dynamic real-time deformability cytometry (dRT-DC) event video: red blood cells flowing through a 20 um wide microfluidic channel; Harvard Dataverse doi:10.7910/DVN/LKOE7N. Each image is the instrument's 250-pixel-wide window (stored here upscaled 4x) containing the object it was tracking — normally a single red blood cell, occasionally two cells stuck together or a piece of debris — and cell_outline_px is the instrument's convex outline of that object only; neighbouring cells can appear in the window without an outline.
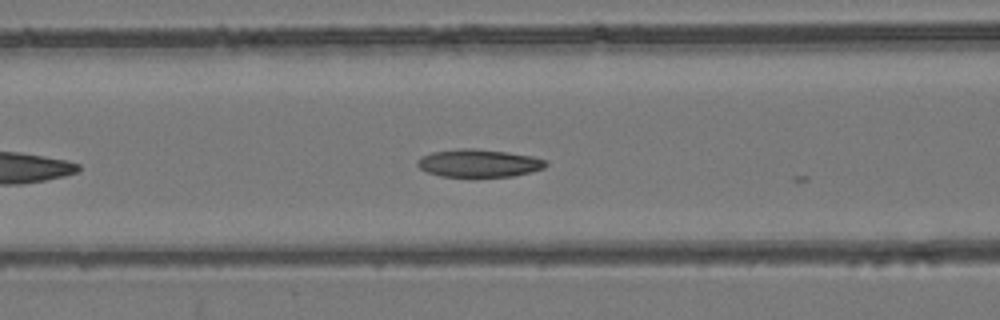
{"species": "common noctule bat (a hibernating species)", "species_latin": "Nyctalus noctula", "temperature_condition": "room temperature", "stored_images_in_passage": 6, "camera_frame_rate_fps": 3000, "um_per_image_px": 0.085, "animal": {"sex": "female", "body_mass_g": 24.6, "forearm_length_mm": 56.2}, "frame": {"image": 1, "passage_image": 5, "time_ms": 1.333, "image_size_px": [1000, 320], "cell_outline_px": [[548, 164], [544, 168], [532, 172], [512, 176], [440, 176], [428, 172], [420, 168], [416, 164], [416, 160], [420, 156], [432, 152], [460, 148], [476, 148], [508, 152], [532, 156], [548, 160]], "centroid_in_image_um": [40.71, 13.85], "position_along_channel_um": 125.9, "area_um2": 20.92}}